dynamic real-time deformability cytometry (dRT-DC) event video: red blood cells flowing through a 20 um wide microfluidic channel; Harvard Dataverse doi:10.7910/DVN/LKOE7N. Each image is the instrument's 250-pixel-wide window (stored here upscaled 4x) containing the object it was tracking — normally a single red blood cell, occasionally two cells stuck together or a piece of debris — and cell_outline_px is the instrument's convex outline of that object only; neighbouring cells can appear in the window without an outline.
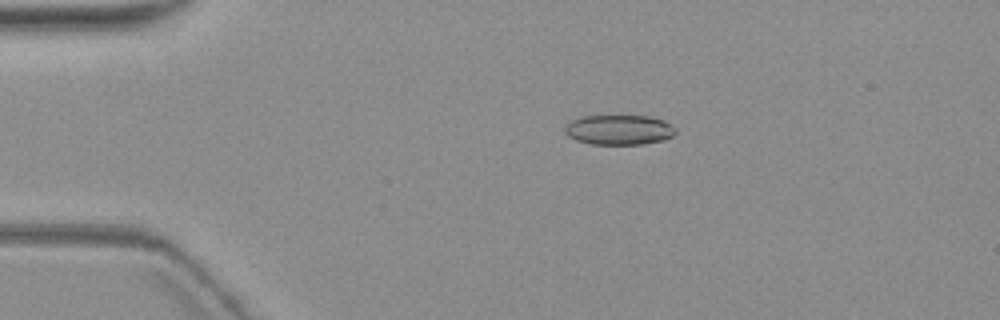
{"species": "common noctule bat (a hibernating species)", "species_latin": "Nyctalus noctula", "temperature_condition": "warm", "stored_images_in_passage": 5, "camera_frame_rate_fps": 3000, "um_per_image_px": 0.085, "animal": {"sex": "female", "body_mass_g": 19.3, "forearm_length_mm": 54.1}, "frame": {"image": 1, "passage_image": 5, "time_ms": 5.0, "image_size_px": [1000, 320], "cell_outline_px": [[676, 132], [672, 136], [664, 140], [644, 144], [592, 144], [576, 140], [568, 136], [564, 132], [564, 128], [572, 120], [580, 116], [648, 116], [664, 120], [676, 128]], "centroid_in_image_um": [52.63, 11.03], "position_along_channel_um": 32.4, "area_um2": 19.36}}